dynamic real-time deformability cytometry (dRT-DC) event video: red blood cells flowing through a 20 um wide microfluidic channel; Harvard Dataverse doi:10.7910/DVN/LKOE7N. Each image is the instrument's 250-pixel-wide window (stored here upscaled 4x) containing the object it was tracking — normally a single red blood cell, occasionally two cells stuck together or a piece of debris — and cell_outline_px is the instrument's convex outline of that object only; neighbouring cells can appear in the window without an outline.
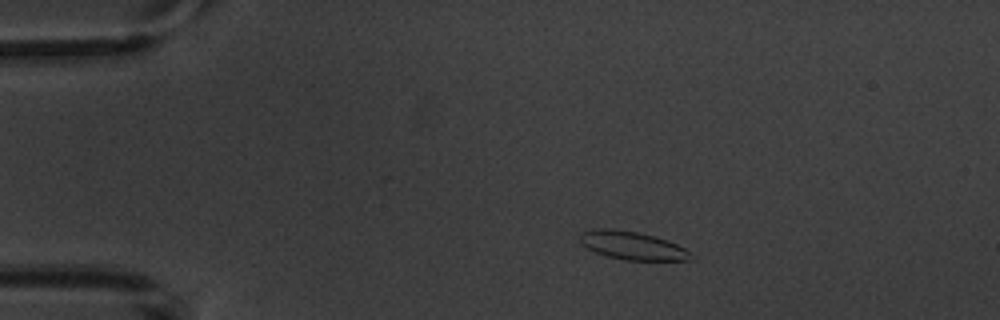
{"species": "common noctule bat (a hibernating species)", "species_latin": "Nyctalus noctula", "temperature_condition": "warm", "stored_images_in_passage": 4, "camera_frame_rate_fps": 3000, "um_per_image_px": 0.085, "animal": {"sex": "male", "body_mass_g": 20.1, "forearm_length_mm": 53.5}, "frame": {"image": 1, "passage_image": 1, "time_ms": 0.0, "image_size_px": [1000, 320], "cell_outline_px": [[696, 256], [692, 260], [624, 260], [608, 256], [596, 252], [580, 244], [580, 232], [596, 228], [608, 228], [636, 232], [668, 240], [684, 248]], "centroid_in_image_um": [53.75, 20.88], "position_along_channel_um": 31.2, "area_um2": 18.21}}
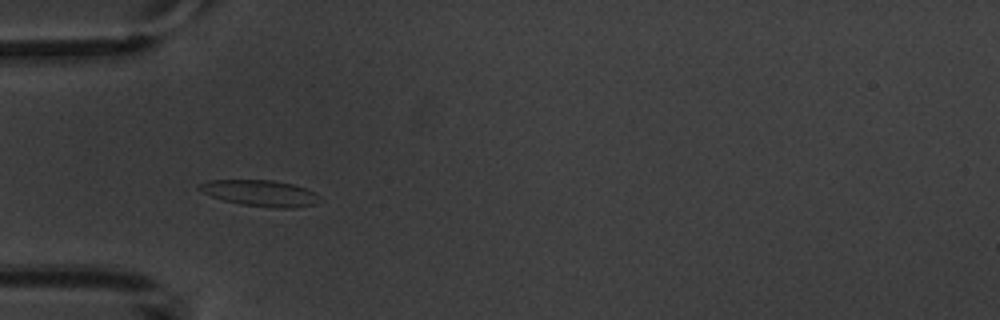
{"frame": {"image": 2, "passage_image": 3, "time_ms": 2.333, "image_size_px": [1000, 320], "cell_outline_px": [[324, 200], [316, 204], [296, 208], [272, 208], [240, 204], [224, 200], [212, 196], [196, 188], [196, 184], [208, 180], [272, 180], [292, 184], [304, 188], [320, 196]], "centroid_in_image_um": [22.14, 16.42], "position_along_channel_um": 62.9, "area_um2": 18.5}}